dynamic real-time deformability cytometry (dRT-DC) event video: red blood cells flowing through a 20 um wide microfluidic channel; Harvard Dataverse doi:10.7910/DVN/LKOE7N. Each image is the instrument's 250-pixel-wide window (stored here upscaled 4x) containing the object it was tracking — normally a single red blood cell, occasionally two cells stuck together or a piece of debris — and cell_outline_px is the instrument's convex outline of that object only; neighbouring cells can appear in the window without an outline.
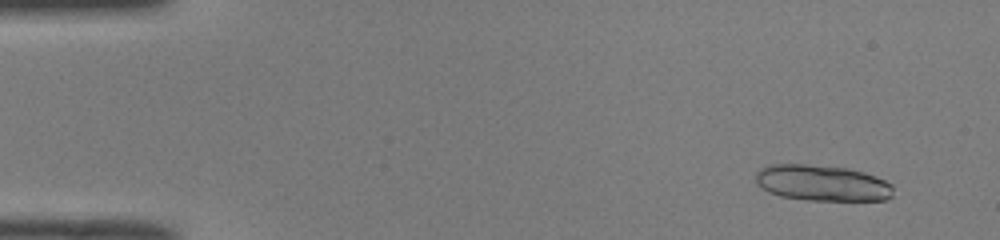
{"species": "common noctule bat (a hibernating species)", "species_latin": "Nyctalus noctula", "temperature_condition": "room temperature", "stored_images_in_passage": 13, "camera_frame_rate_fps": 3000, "um_per_image_px": 0.085, "animal": {"sex": "male", "body_mass_g": 19.0, "forearm_length_mm": 50.8}, "frame": {"image": 1, "passage_image": 4, "time_ms": 1.0, "image_size_px": [1000, 240], "cell_outline_px": [[892, 196], [888, 200], [808, 200], [780, 196], [768, 192], [756, 184], [756, 172], [760, 168], [772, 164], [808, 164], [848, 168], [864, 172], [876, 176], [892, 184]], "centroid_in_image_um": [69.87, 15.55], "position_along_channel_um": 15.1, "area_um2": 29.02}}